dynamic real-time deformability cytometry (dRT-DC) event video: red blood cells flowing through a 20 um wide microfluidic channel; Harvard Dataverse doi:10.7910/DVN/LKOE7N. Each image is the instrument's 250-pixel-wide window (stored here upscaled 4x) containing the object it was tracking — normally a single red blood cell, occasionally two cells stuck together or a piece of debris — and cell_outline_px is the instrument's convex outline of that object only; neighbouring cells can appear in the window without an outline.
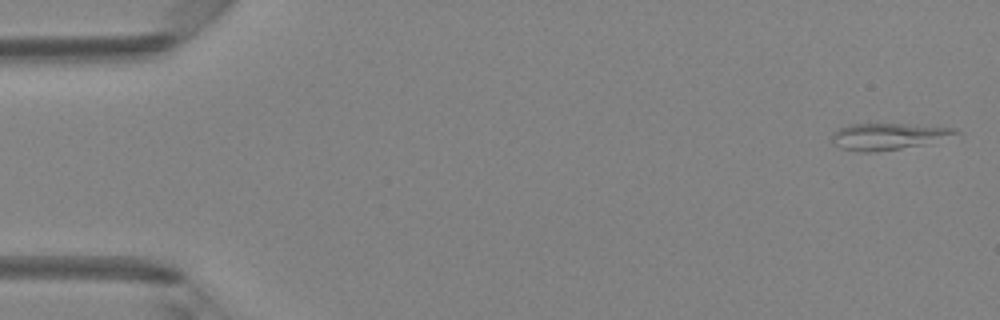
{"species": "Egyptian fruit bat (a non-hibernating species)", "species_latin": "Rousettus aegyptiacus", "temperature_condition": "room temperature", "stored_images_in_passage": 47, "camera_frame_rate_fps": 3000, "um_per_image_px": 0.085, "animal": {"sex": "female"}, "frame": {"image": 1, "passage_image": 1, "time_ms": 0.0, "image_size_px": [1000, 320], "cell_outline_px": [[960, 132], [920, 144], [900, 148], [876, 152], [860, 152], [840, 148], [832, 144], [832, 132], [840, 128], [852, 124], [904, 124], [956, 128]], "centroid_in_image_um": [75.34, 11.59], "position_along_channel_um": 9.7, "area_um2": 18.55}}
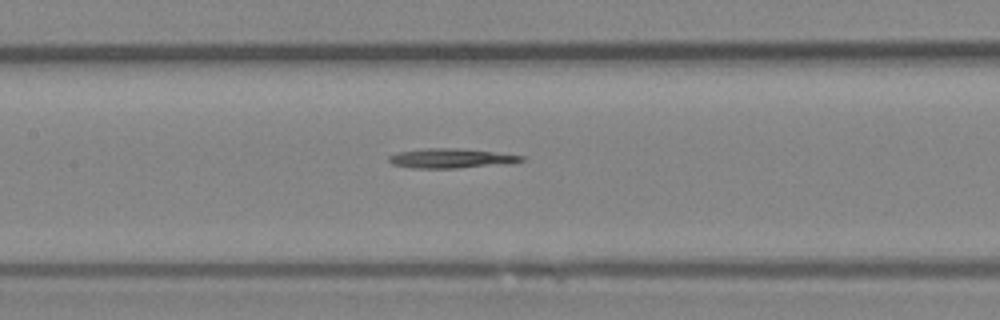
{"frame": {"image": 2, "passage_image": 22, "time_ms": 7.0, "image_size_px": [1000, 320], "cell_outline_px": [[524, 160], [512, 164], [456, 168], [412, 168], [392, 164], [388, 160], [388, 156], [396, 152], [424, 148], [456, 148], [492, 152], [524, 156]], "centroid_in_image_um": [38.32, 13.46], "position_along_channel_um": 169.1, "area_um2": 15.2}}
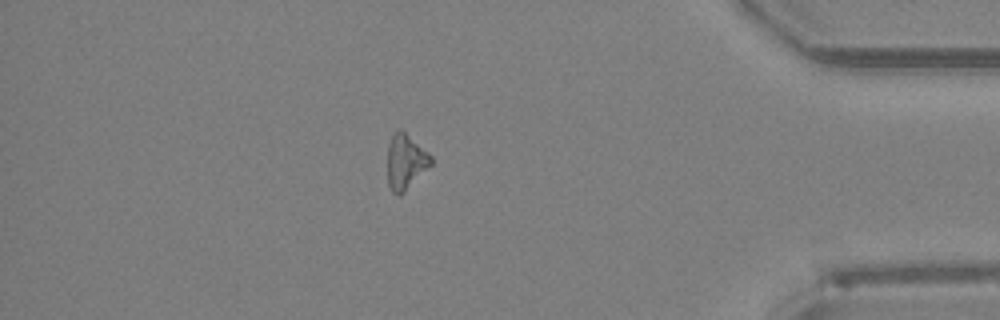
{"frame": {"image": 3, "passage_image": 41, "time_ms": 13.333, "image_size_px": [1000, 320], "cell_outline_px": [[432, 164], [400, 196], [392, 192], [388, 184], [388, 144], [392, 136], [400, 128], [428, 152], [432, 156]], "centroid_in_image_um": [34.47, 13.76], "position_along_channel_um": 400.7, "area_um2": 13.81}}